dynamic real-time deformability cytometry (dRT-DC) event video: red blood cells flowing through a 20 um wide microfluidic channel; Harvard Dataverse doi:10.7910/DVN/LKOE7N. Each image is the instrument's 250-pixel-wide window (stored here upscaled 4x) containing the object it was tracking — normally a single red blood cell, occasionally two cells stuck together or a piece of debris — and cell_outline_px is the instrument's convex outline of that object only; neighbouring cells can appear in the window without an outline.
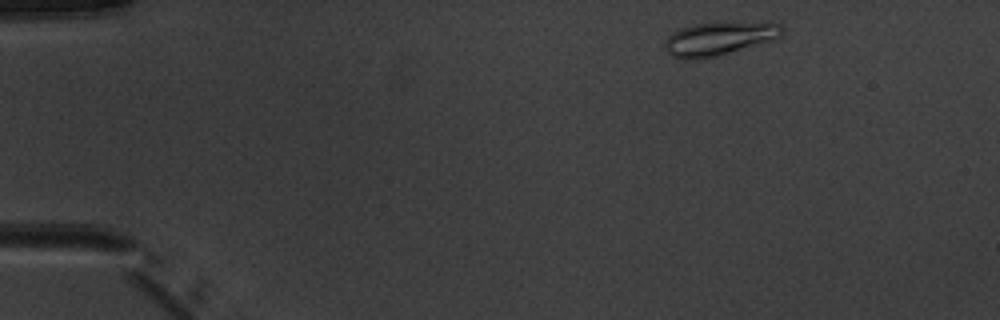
{"species": "common noctule bat (a hibernating species)", "species_latin": "Nyctalus noctula", "temperature_condition": "warm", "stored_images_in_passage": 3, "camera_frame_rate_fps": 3000, "um_per_image_px": 0.085, "animal": {"sex": "male", "body_mass_g": 20.1, "forearm_length_mm": 53.5}, "frame": {"image": 1, "passage_image": 1, "time_ms": 0.0, "image_size_px": [1000, 320], "cell_outline_px": [[784, 32], [780, 36], [772, 40], [716, 56], [696, 60], [684, 60], [672, 56], [664, 48], [664, 40], [672, 32], [680, 28], [696, 24], [780, 24], [784, 28]], "centroid_in_image_um": [61.01, 3.33], "position_along_channel_um": 24.0, "area_um2": 22.08}}